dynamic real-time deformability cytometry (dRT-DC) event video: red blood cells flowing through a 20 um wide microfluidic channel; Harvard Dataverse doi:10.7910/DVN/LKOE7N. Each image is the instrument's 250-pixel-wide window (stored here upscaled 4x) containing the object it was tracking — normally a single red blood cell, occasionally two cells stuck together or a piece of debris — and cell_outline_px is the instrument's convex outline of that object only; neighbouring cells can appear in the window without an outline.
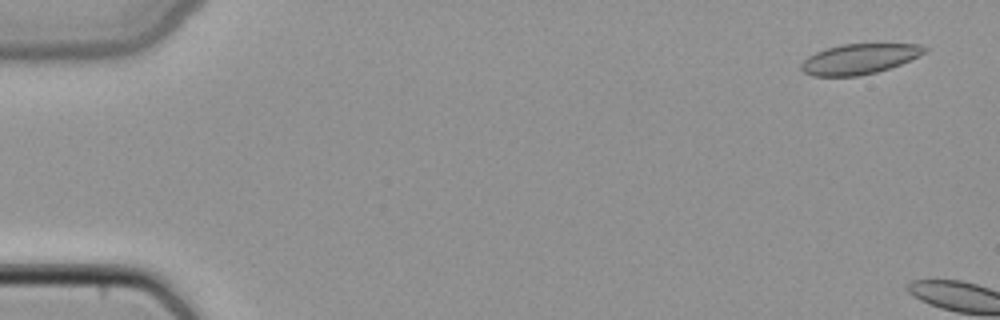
{"species": "common noctule bat (a hibernating species)", "species_latin": "Nyctalus noctula", "temperature_condition": "cold", "stored_images_in_passage": 4, "camera_frame_rate_fps": 3000, "um_per_image_px": 0.085, "animal": {"sex": "female", "body_mass_g": 22.7, "forearm_length_mm": 54.2}, "frame": {"image": 1, "passage_image": 1, "time_ms": 0.0, "image_size_px": [1000, 320], "cell_outline_px": [[928, 48], [924, 52], [900, 64], [876, 72], [860, 76], [812, 76], [804, 72], [800, 68], [800, 64], [808, 56], [816, 52], [840, 44], [920, 44]], "centroid_in_image_um": [72.99, 5.01], "position_along_channel_um": 12.0, "area_um2": 21.5}}